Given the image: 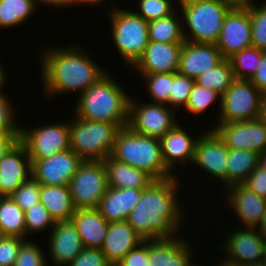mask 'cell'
Masks as SVG:
<instances>
[{
    "mask_svg": "<svg viewBox=\"0 0 266 266\" xmlns=\"http://www.w3.org/2000/svg\"><path fill=\"white\" fill-rule=\"evenodd\" d=\"M177 176L153 180L130 212L126 221L143 240L178 237L185 211Z\"/></svg>",
    "mask_w": 266,
    "mask_h": 266,
    "instance_id": "1",
    "label": "cell"
},
{
    "mask_svg": "<svg viewBox=\"0 0 266 266\" xmlns=\"http://www.w3.org/2000/svg\"><path fill=\"white\" fill-rule=\"evenodd\" d=\"M66 46L49 45L40 52L43 91L47 97L75 91L80 95L108 72L83 47L75 43Z\"/></svg>",
    "mask_w": 266,
    "mask_h": 266,
    "instance_id": "2",
    "label": "cell"
},
{
    "mask_svg": "<svg viewBox=\"0 0 266 266\" xmlns=\"http://www.w3.org/2000/svg\"><path fill=\"white\" fill-rule=\"evenodd\" d=\"M113 78L107 72L77 96L74 113L77 118L110 122L117 124L120 128L127 127L131 96Z\"/></svg>",
    "mask_w": 266,
    "mask_h": 266,
    "instance_id": "3",
    "label": "cell"
},
{
    "mask_svg": "<svg viewBox=\"0 0 266 266\" xmlns=\"http://www.w3.org/2000/svg\"><path fill=\"white\" fill-rule=\"evenodd\" d=\"M110 156L145 171L154 180L177 175H174L163 161L160 139L136 134L128 126L118 131Z\"/></svg>",
    "mask_w": 266,
    "mask_h": 266,
    "instance_id": "4",
    "label": "cell"
},
{
    "mask_svg": "<svg viewBox=\"0 0 266 266\" xmlns=\"http://www.w3.org/2000/svg\"><path fill=\"white\" fill-rule=\"evenodd\" d=\"M178 5L181 9L184 39L194 43L216 44L230 8L222 0H196Z\"/></svg>",
    "mask_w": 266,
    "mask_h": 266,
    "instance_id": "5",
    "label": "cell"
},
{
    "mask_svg": "<svg viewBox=\"0 0 266 266\" xmlns=\"http://www.w3.org/2000/svg\"><path fill=\"white\" fill-rule=\"evenodd\" d=\"M112 2L109 21L113 43L125 64L133 66L149 44L148 22L131 9H120Z\"/></svg>",
    "mask_w": 266,
    "mask_h": 266,
    "instance_id": "6",
    "label": "cell"
},
{
    "mask_svg": "<svg viewBox=\"0 0 266 266\" xmlns=\"http://www.w3.org/2000/svg\"><path fill=\"white\" fill-rule=\"evenodd\" d=\"M69 127L70 149L83 161H103L109 157L121 129L117 124L83 120L75 115Z\"/></svg>",
    "mask_w": 266,
    "mask_h": 266,
    "instance_id": "7",
    "label": "cell"
},
{
    "mask_svg": "<svg viewBox=\"0 0 266 266\" xmlns=\"http://www.w3.org/2000/svg\"><path fill=\"white\" fill-rule=\"evenodd\" d=\"M262 96L250 80L236 79L221 96L216 124L259 119Z\"/></svg>",
    "mask_w": 266,
    "mask_h": 266,
    "instance_id": "8",
    "label": "cell"
},
{
    "mask_svg": "<svg viewBox=\"0 0 266 266\" xmlns=\"http://www.w3.org/2000/svg\"><path fill=\"white\" fill-rule=\"evenodd\" d=\"M68 187L76 210L97 209L108 189L104 162L82 161Z\"/></svg>",
    "mask_w": 266,
    "mask_h": 266,
    "instance_id": "9",
    "label": "cell"
},
{
    "mask_svg": "<svg viewBox=\"0 0 266 266\" xmlns=\"http://www.w3.org/2000/svg\"><path fill=\"white\" fill-rule=\"evenodd\" d=\"M67 122L47 123L34 129L20 127V141L25 145L32 163L70 148V127Z\"/></svg>",
    "mask_w": 266,
    "mask_h": 266,
    "instance_id": "10",
    "label": "cell"
},
{
    "mask_svg": "<svg viewBox=\"0 0 266 266\" xmlns=\"http://www.w3.org/2000/svg\"><path fill=\"white\" fill-rule=\"evenodd\" d=\"M130 98L128 127L143 136L161 139L178 123L174 110L165 104L144 103ZM141 103V104H140Z\"/></svg>",
    "mask_w": 266,
    "mask_h": 266,
    "instance_id": "11",
    "label": "cell"
},
{
    "mask_svg": "<svg viewBox=\"0 0 266 266\" xmlns=\"http://www.w3.org/2000/svg\"><path fill=\"white\" fill-rule=\"evenodd\" d=\"M236 229L230 230L231 233H227L225 241L221 242V252L225 253L223 262L231 266H248L262 262L264 237L257 227L243 226Z\"/></svg>",
    "mask_w": 266,
    "mask_h": 266,
    "instance_id": "12",
    "label": "cell"
},
{
    "mask_svg": "<svg viewBox=\"0 0 266 266\" xmlns=\"http://www.w3.org/2000/svg\"><path fill=\"white\" fill-rule=\"evenodd\" d=\"M195 145L192 164L219 179L226 189V170L229 148L214 129L200 132ZM223 182V183H222Z\"/></svg>",
    "mask_w": 266,
    "mask_h": 266,
    "instance_id": "13",
    "label": "cell"
},
{
    "mask_svg": "<svg viewBox=\"0 0 266 266\" xmlns=\"http://www.w3.org/2000/svg\"><path fill=\"white\" fill-rule=\"evenodd\" d=\"M209 128L217 132L229 149H246L256 153L266 149V123L260 118L221 123Z\"/></svg>",
    "mask_w": 266,
    "mask_h": 266,
    "instance_id": "14",
    "label": "cell"
},
{
    "mask_svg": "<svg viewBox=\"0 0 266 266\" xmlns=\"http://www.w3.org/2000/svg\"><path fill=\"white\" fill-rule=\"evenodd\" d=\"M224 59L252 46L250 10L230 9L215 44Z\"/></svg>",
    "mask_w": 266,
    "mask_h": 266,
    "instance_id": "15",
    "label": "cell"
},
{
    "mask_svg": "<svg viewBox=\"0 0 266 266\" xmlns=\"http://www.w3.org/2000/svg\"><path fill=\"white\" fill-rule=\"evenodd\" d=\"M83 160L70 148L32 163V177L41 185H67Z\"/></svg>",
    "mask_w": 266,
    "mask_h": 266,
    "instance_id": "16",
    "label": "cell"
},
{
    "mask_svg": "<svg viewBox=\"0 0 266 266\" xmlns=\"http://www.w3.org/2000/svg\"><path fill=\"white\" fill-rule=\"evenodd\" d=\"M32 177V162L25 145L19 141L0 160V197L11 196Z\"/></svg>",
    "mask_w": 266,
    "mask_h": 266,
    "instance_id": "17",
    "label": "cell"
},
{
    "mask_svg": "<svg viewBox=\"0 0 266 266\" xmlns=\"http://www.w3.org/2000/svg\"><path fill=\"white\" fill-rule=\"evenodd\" d=\"M225 202L235 211L244 227H259L266 214V199L243 184H234L224 189Z\"/></svg>",
    "mask_w": 266,
    "mask_h": 266,
    "instance_id": "18",
    "label": "cell"
},
{
    "mask_svg": "<svg viewBox=\"0 0 266 266\" xmlns=\"http://www.w3.org/2000/svg\"><path fill=\"white\" fill-rule=\"evenodd\" d=\"M182 46L183 43L149 41L144 53L132 67L140 74L177 72Z\"/></svg>",
    "mask_w": 266,
    "mask_h": 266,
    "instance_id": "19",
    "label": "cell"
},
{
    "mask_svg": "<svg viewBox=\"0 0 266 266\" xmlns=\"http://www.w3.org/2000/svg\"><path fill=\"white\" fill-rule=\"evenodd\" d=\"M223 60L224 58L215 44L194 43L185 40L177 72L195 80L200 74L214 68Z\"/></svg>",
    "mask_w": 266,
    "mask_h": 266,
    "instance_id": "20",
    "label": "cell"
},
{
    "mask_svg": "<svg viewBox=\"0 0 266 266\" xmlns=\"http://www.w3.org/2000/svg\"><path fill=\"white\" fill-rule=\"evenodd\" d=\"M49 235V255L53 266H68L84 248L71 220L55 222Z\"/></svg>",
    "mask_w": 266,
    "mask_h": 266,
    "instance_id": "21",
    "label": "cell"
},
{
    "mask_svg": "<svg viewBox=\"0 0 266 266\" xmlns=\"http://www.w3.org/2000/svg\"><path fill=\"white\" fill-rule=\"evenodd\" d=\"M183 239L178 236L149 240L148 266H199L192 261L191 244Z\"/></svg>",
    "mask_w": 266,
    "mask_h": 266,
    "instance_id": "22",
    "label": "cell"
},
{
    "mask_svg": "<svg viewBox=\"0 0 266 266\" xmlns=\"http://www.w3.org/2000/svg\"><path fill=\"white\" fill-rule=\"evenodd\" d=\"M198 138L197 135L194 139L190 133L177 124L160 139L163 161L172 173L176 165L185 166L186 162L192 164Z\"/></svg>",
    "mask_w": 266,
    "mask_h": 266,
    "instance_id": "23",
    "label": "cell"
},
{
    "mask_svg": "<svg viewBox=\"0 0 266 266\" xmlns=\"http://www.w3.org/2000/svg\"><path fill=\"white\" fill-rule=\"evenodd\" d=\"M143 241L127 221L110 222L101 251L110 263H118Z\"/></svg>",
    "mask_w": 266,
    "mask_h": 266,
    "instance_id": "24",
    "label": "cell"
},
{
    "mask_svg": "<svg viewBox=\"0 0 266 266\" xmlns=\"http://www.w3.org/2000/svg\"><path fill=\"white\" fill-rule=\"evenodd\" d=\"M144 189L108 187L97 207L107 222L126 221L141 198Z\"/></svg>",
    "mask_w": 266,
    "mask_h": 266,
    "instance_id": "25",
    "label": "cell"
},
{
    "mask_svg": "<svg viewBox=\"0 0 266 266\" xmlns=\"http://www.w3.org/2000/svg\"><path fill=\"white\" fill-rule=\"evenodd\" d=\"M83 247L101 248L109 227L97 209H77L71 217Z\"/></svg>",
    "mask_w": 266,
    "mask_h": 266,
    "instance_id": "26",
    "label": "cell"
},
{
    "mask_svg": "<svg viewBox=\"0 0 266 266\" xmlns=\"http://www.w3.org/2000/svg\"><path fill=\"white\" fill-rule=\"evenodd\" d=\"M103 162L107 172L108 187L145 189L154 180L145 171L117 161L111 156Z\"/></svg>",
    "mask_w": 266,
    "mask_h": 266,
    "instance_id": "27",
    "label": "cell"
},
{
    "mask_svg": "<svg viewBox=\"0 0 266 266\" xmlns=\"http://www.w3.org/2000/svg\"><path fill=\"white\" fill-rule=\"evenodd\" d=\"M40 202L54 222L70 221L76 210L67 185L40 184Z\"/></svg>",
    "mask_w": 266,
    "mask_h": 266,
    "instance_id": "28",
    "label": "cell"
},
{
    "mask_svg": "<svg viewBox=\"0 0 266 266\" xmlns=\"http://www.w3.org/2000/svg\"><path fill=\"white\" fill-rule=\"evenodd\" d=\"M259 165V153L246 149H229L226 188L242 184Z\"/></svg>",
    "mask_w": 266,
    "mask_h": 266,
    "instance_id": "29",
    "label": "cell"
},
{
    "mask_svg": "<svg viewBox=\"0 0 266 266\" xmlns=\"http://www.w3.org/2000/svg\"><path fill=\"white\" fill-rule=\"evenodd\" d=\"M176 10L161 19L148 22L149 41L159 43H184L182 15ZM179 11V12H178ZM180 13V16L178 14Z\"/></svg>",
    "mask_w": 266,
    "mask_h": 266,
    "instance_id": "30",
    "label": "cell"
},
{
    "mask_svg": "<svg viewBox=\"0 0 266 266\" xmlns=\"http://www.w3.org/2000/svg\"><path fill=\"white\" fill-rule=\"evenodd\" d=\"M0 232L1 236L19 237L28 240V237H26L25 213L10 196L0 197Z\"/></svg>",
    "mask_w": 266,
    "mask_h": 266,
    "instance_id": "31",
    "label": "cell"
},
{
    "mask_svg": "<svg viewBox=\"0 0 266 266\" xmlns=\"http://www.w3.org/2000/svg\"><path fill=\"white\" fill-rule=\"evenodd\" d=\"M37 8L32 0H0V29L21 26Z\"/></svg>",
    "mask_w": 266,
    "mask_h": 266,
    "instance_id": "32",
    "label": "cell"
},
{
    "mask_svg": "<svg viewBox=\"0 0 266 266\" xmlns=\"http://www.w3.org/2000/svg\"><path fill=\"white\" fill-rule=\"evenodd\" d=\"M235 80L229 59H224L214 68L200 74L195 79V82L205 88L216 91L222 96Z\"/></svg>",
    "mask_w": 266,
    "mask_h": 266,
    "instance_id": "33",
    "label": "cell"
},
{
    "mask_svg": "<svg viewBox=\"0 0 266 266\" xmlns=\"http://www.w3.org/2000/svg\"><path fill=\"white\" fill-rule=\"evenodd\" d=\"M263 51L256 47H249L229 58L236 79L251 80L258 72L257 65Z\"/></svg>",
    "mask_w": 266,
    "mask_h": 266,
    "instance_id": "34",
    "label": "cell"
},
{
    "mask_svg": "<svg viewBox=\"0 0 266 266\" xmlns=\"http://www.w3.org/2000/svg\"><path fill=\"white\" fill-rule=\"evenodd\" d=\"M145 80L151 103L165 104L169 107V96L173 83V73L140 74Z\"/></svg>",
    "mask_w": 266,
    "mask_h": 266,
    "instance_id": "35",
    "label": "cell"
},
{
    "mask_svg": "<svg viewBox=\"0 0 266 266\" xmlns=\"http://www.w3.org/2000/svg\"><path fill=\"white\" fill-rule=\"evenodd\" d=\"M218 97V102L221 103V95L219 93L194 82L185 108L192 115H201L205 110L208 111L209 106L213 105L212 103Z\"/></svg>",
    "mask_w": 266,
    "mask_h": 266,
    "instance_id": "36",
    "label": "cell"
},
{
    "mask_svg": "<svg viewBox=\"0 0 266 266\" xmlns=\"http://www.w3.org/2000/svg\"><path fill=\"white\" fill-rule=\"evenodd\" d=\"M26 236L32 233H41L47 229L52 230L55 225L47 209L41 202L34 204L25 212ZM51 226V227H50ZM51 228V229H50Z\"/></svg>",
    "mask_w": 266,
    "mask_h": 266,
    "instance_id": "37",
    "label": "cell"
},
{
    "mask_svg": "<svg viewBox=\"0 0 266 266\" xmlns=\"http://www.w3.org/2000/svg\"><path fill=\"white\" fill-rule=\"evenodd\" d=\"M173 0H137L139 11H134L147 22L172 14L176 9ZM174 6V7H173Z\"/></svg>",
    "mask_w": 266,
    "mask_h": 266,
    "instance_id": "38",
    "label": "cell"
},
{
    "mask_svg": "<svg viewBox=\"0 0 266 266\" xmlns=\"http://www.w3.org/2000/svg\"><path fill=\"white\" fill-rule=\"evenodd\" d=\"M252 46L266 51V1L250 8Z\"/></svg>",
    "mask_w": 266,
    "mask_h": 266,
    "instance_id": "39",
    "label": "cell"
},
{
    "mask_svg": "<svg viewBox=\"0 0 266 266\" xmlns=\"http://www.w3.org/2000/svg\"><path fill=\"white\" fill-rule=\"evenodd\" d=\"M195 80L178 72L173 73V83L169 96V107L176 110L186 107ZM176 107V108H175Z\"/></svg>",
    "mask_w": 266,
    "mask_h": 266,
    "instance_id": "40",
    "label": "cell"
},
{
    "mask_svg": "<svg viewBox=\"0 0 266 266\" xmlns=\"http://www.w3.org/2000/svg\"><path fill=\"white\" fill-rule=\"evenodd\" d=\"M3 90H0V136H20V127L17 125L16 110L11 100ZM16 116V117H15Z\"/></svg>",
    "mask_w": 266,
    "mask_h": 266,
    "instance_id": "41",
    "label": "cell"
},
{
    "mask_svg": "<svg viewBox=\"0 0 266 266\" xmlns=\"http://www.w3.org/2000/svg\"><path fill=\"white\" fill-rule=\"evenodd\" d=\"M10 197L25 212L40 202V183L31 177L23 182Z\"/></svg>",
    "mask_w": 266,
    "mask_h": 266,
    "instance_id": "42",
    "label": "cell"
},
{
    "mask_svg": "<svg viewBox=\"0 0 266 266\" xmlns=\"http://www.w3.org/2000/svg\"><path fill=\"white\" fill-rule=\"evenodd\" d=\"M38 243L26 240L20 247L14 266H47V258Z\"/></svg>",
    "mask_w": 266,
    "mask_h": 266,
    "instance_id": "43",
    "label": "cell"
},
{
    "mask_svg": "<svg viewBox=\"0 0 266 266\" xmlns=\"http://www.w3.org/2000/svg\"><path fill=\"white\" fill-rule=\"evenodd\" d=\"M27 239L0 236V266H14L21 245Z\"/></svg>",
    "mask_w": 266,
    "mask_h": 266,
    "instance_id": "44",
    "label": "cell"
},
{
    "mask_svg": "<svg viewBox=\"0 0 266 266\" xmlns=\"http://www.w3.org/2000/svg\"><path fill=\"white\" fill-rule=\"evenodd\" d=\"M109 264L101 248L84 247L68 266H108Z\"/></svg>",
    "mask_w": 266,
    "mask_h": 266,
    "instance_id": "45",
    "label": "cell"
},
{
    "mask_svg": "<svg viewBox=\"0 0 266 266\" xmlns=\"http://www.w3.org/2000/svg\"><path fill=\"white\" fill-rule=\"evenodd\" d=\"M149 240H144L118 262L120 266H148Z\"/></svg>",
    "mask_w": 266,
    "mask_h": 266,
    "instance_id": "46",
    "label": "cell"
},
{
    "mask_svg": "<svg viewBox=\"0 0 266 266\" xmlns=\"http://www.w3.org/2000/svg\"><path fill=\"white\" fill-rule=\"evenodd\" d=\"M242 184L266 199V169L258 165Z\"/></svg>",
    "mask_w": 266,
    "mask_h": 266,
    "instance_id": "47",
    "label": "cell"
},
{
    "mask_svg": "<svg viewBox=\"0 0 266 266\" xmlns=\"http://www.w3.org/2000/svg\"><path fill=\"white\" fill-rule=\"evenodd\" d=\"M257 65L258 72L251 78V82L264 94L266 93V51L259 58Z\"/></svg>",
    "mask_w": 266,
    "mask_h": 266,
    "instance_id": "48",
    "label": "cell"
},
{
    "mask_svg": "<svg viewBox=\"0 0 266 266\" xmlns=\"http://www.w3.org/2000/svg\"><path fill=\"white\" fill-rule=\"evenodd\" d=\"M20 141V136H0V160Z\"/></svg>",
    "mask_w": 266,
    "mask_h": 266,
    "instance_id": "49",
    "label": "cell"
},
{
    "mask_svg": "<svg viewBox=\"0 0 266 266\" xmlns=\"http://www.w3.org/2000/svg\"><path fill=\"white\" fill-rule=\"evenodd\" d=\"M230 9L249 10L256 3L253 0H222Z\"/></svg>",
    "mask_w": 266,
    "mask_h": 266,
    "instance_id": "50",
    "label": "cell"
},
{
    "mask_svg": "<svg viewBox=\"0 0 266 266\" xmlns=\"http://www.w3.org/2000/svg\"><path fill=\"white\" fill-rule=\"evenodd\" d=\"M33 3L38 6V3H43L44 5L54 6L55 8L69 7V0H32Z\"/></svg>",
    "mask_w": 266,
    "mask_h": 266,
    "instance_id": "51",
    "label": "cell"
},
{
    "mask_svg": "<svg viewBox=\"0 0 266 266\" xmlns=\"http://www.w3.org/2000/svg\"><path fill=\"white\" fill-rule=\"evenodd\" d=\"M104 0H69V6L70 8L74 5H79L81 4L82 6H87V5H98L100 3L103 4Z\"/></svg>",
    "mask_w": 266,
    "mask_h": 266,
    "instance_id": "52",
    "label": "cell"
},
{
    "mask_svg": "<svg viewBox=\"0 0 266 266\" xmlns=\"http://www.w3.org/2000/svg\"><path fill=\"white\" fill-rule=\"evenodd\" d=\"M260 119L266 123V93L263 94L261 100V112H260Z\"/></svg>",
    "mask_w": 266,
    "mask_h": 266,
    "instance_id": "53",
    "label": "cell"
},
{
    "mask_svg": "<svg viewBox=\"0 0 266 266\" xmlns=\"http://www.w3.org/2000/svg\"><path fill=\"white\" fill-rule=\"evenodd\" d=\"M6 78H7L6 71H4L2 63H0V90L4 89L3 86H5L6 84L5 82H7Z\"/></svg>",
    "mask_w": 266,
    "mask_h": 266,
    "instance_id": "54",
    "label": "cell"
},
{
    "mask_svg": "<svg viewBox=\"0 0 266 266\" xmlns=\"http://www.w3.org/2000/svg\"><path fill=\"white\" fill-rule=\"evenodd\" d=\"M259 166L266 169V149L259 153Z\"/></svg>",
    "mask_w": 266,
    "mask_h": 266,
    "instance_id": "55",
    "label": "cell"
},
{
    "mask_svg": "<svg viewBox=\"0 0 266 266\" xmlns=\"http://www.w3.org/2000/svg\"><path fill=\"white\" fill-rule=\"evenodd\" d=\"M258 230L260 231L261 235L266 238V214L262 220V223L259 225Z\"/></svg>",
    "mask_w": 266,
    "mask_h": 266,
    "instance_id": "56",
    "label": "cell"
},
{
    "mask_svg": "<svg viewBox=\"0 0 266 266\" xmlns=\"http://www.w3.org/2000/svg\"><path fill=\"white\" fill-rule=\"evenodd\" d=\"M262 262L266 263V238H264V243H263V260Z\"/></svg>",
    "mask_w": 266,
    "mask_h": 266,
    "instance_id": "57",
    "label": "cell"
},
{
    "mask_svg": "<svg viewBox=\"0 0 266 266\" xmlns=\"http://www.w3.org/2000/svg\"><path fill=\"white\" fill-rule=\"evenodd\" d=\"M248 266H266V263L260 262V263H256V264H252V265H248Z\"/></svg>",
    "mask_w": 266,
    "mask_h": 266,
    "instance_id": "58",
    "label": "cell"
},
{
    "mask_svg": "<svg viewBox=\"0 0 266 266\" xmlns=\"http://www.w3.org/2000/svg\"><path fill=\"white\" fill-rule=\"evenodd\" d=\"M178 3H185L190 1H196V0H176Z\"/></svg>",
    "mask_w": 266,
    "mask_h": 266,
    "instance_id": "59",
    "label": "cell"
},
{
    "mask_svg": "<svg viewBox=\"0 0 266 266\" xmlns=\"http://www.w3.org/2000/svg\"><path fill=\"white\" fill-rule=\"evenodd\" d=\"M108 266H120L118 263H110Z\"/></svg>",
    "mask_w": 266,
    "mask_h": 266,
    "instance_id": "60",
    "label": "cell"
}]
</instances>
